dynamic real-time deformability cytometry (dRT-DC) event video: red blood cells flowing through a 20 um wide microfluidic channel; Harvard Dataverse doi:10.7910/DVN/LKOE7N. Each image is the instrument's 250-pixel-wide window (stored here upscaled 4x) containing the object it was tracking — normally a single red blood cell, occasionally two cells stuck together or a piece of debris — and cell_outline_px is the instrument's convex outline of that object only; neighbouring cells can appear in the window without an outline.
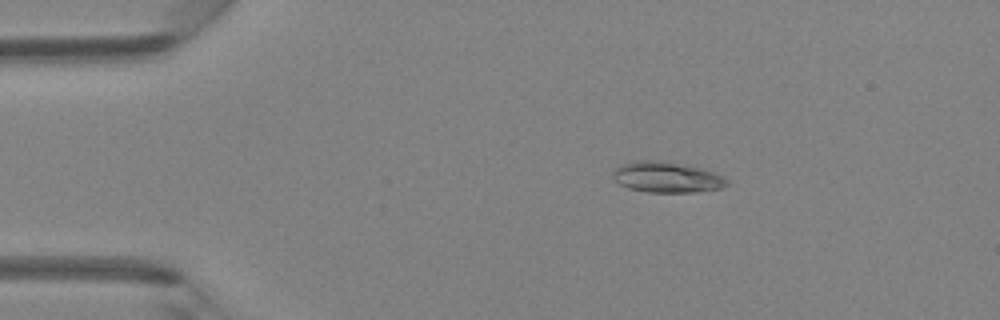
{"species": "Egyptian fruit bat (a non-hibernating species)", "species_latin": "Rousettus aegyptiacus", "temperature_condition": "room temperature", "stored_images_in_passage": 4, "camera_frame_rate_fps": 3000, "um_per_image_px": 0.085, "animal": {"sex": "female"}, "frame": {"image": 1, "passage_image": 2, "time_ms": 2.0, "image_size_px": [1000, 320], "cell_outline_px": [[728, 184], [724, 188], [696, 192], [648, 192], [628, 188], [612, 180], [612, 172], [620, 164], [636, 160], [660, 160], [700, 168], [724, 176], [728, 180]], "centroid_in_image_um": [56.65, 15.06], "position_along_channel_um": 28.4, "area_um2": 20.58}}
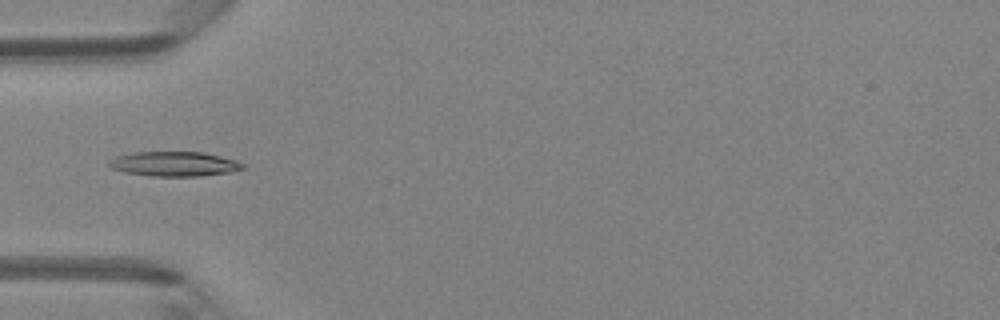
{"frame": {"image": 2, "passage_image": 4, "time_ms": 4.333, "image_size_px": [1000, 320], "cell_outline_px": [[244, 168], [232, 172], [200, 176], [152, 176], [124, 172], [112, 168], [108, 164], [108, 160], [116, 156], [136, 152], [204, 152], [236, 160], [244, 164]], "centroid_in_image_um": [14.82, 13.93], "position_along_channel_um": 70.2, "area_um2": 19.25}}